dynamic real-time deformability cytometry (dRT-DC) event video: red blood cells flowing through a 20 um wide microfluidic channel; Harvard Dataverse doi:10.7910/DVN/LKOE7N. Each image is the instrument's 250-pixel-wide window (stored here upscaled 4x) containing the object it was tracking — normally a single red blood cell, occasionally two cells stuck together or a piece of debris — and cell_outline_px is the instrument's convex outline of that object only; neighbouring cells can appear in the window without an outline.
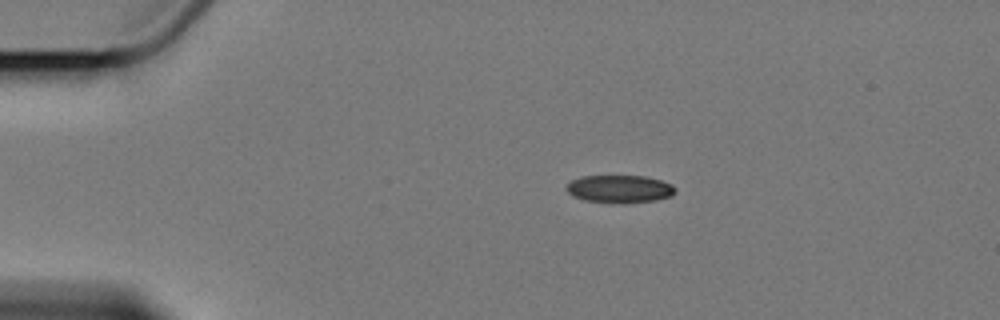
{"species": "Egyptian fruit bat (a non-hibernating species)", "species_latin": "Rousettus aegyptiacus", "temperature_condition": "cold", "stored_images_in_passage": 5, "camera_frame_rate_fps": 3000, "um_per_image_px": 0.085, "animal": {"sex": "female"}, "frame": {"image": 1, "passage_image": 3, "time_ms": 2.667, "image_size_px": [1000, 320], "cell_outline_px": [[676, 192], [672, 196], [656, 200], [612, 204], [584, 200], [572, 196], [564, 188], [572, 180], [580, 176], [644, 176], [660, 180], [672, 184], [676, 188]], "centroid_in_image_um": [52.66, 16.07], "position_along_channel_um": 32.3, "area_um2": 17.8}}
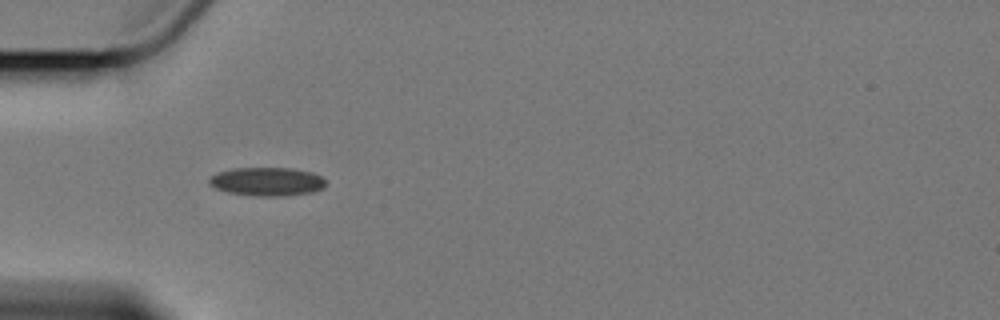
{"frame": {"image": 2, "passage_image": 4, "time_ms": 5.0, "image_size_px": [1000, 320], "cell_outline_px": [[324, 188], [312, 192], [284, 196], [256, 196], [228, 192], [216, 188], [208, 184], [208, 180], [212, 176], [220, 172], [232, 168], [292, 168], [312, 172], [320, 176], [324, 180]], "centroid_in_image_um": [22.7, 15.43], "position_along_channel_um": 62.3, "area_um2": 19.31}}
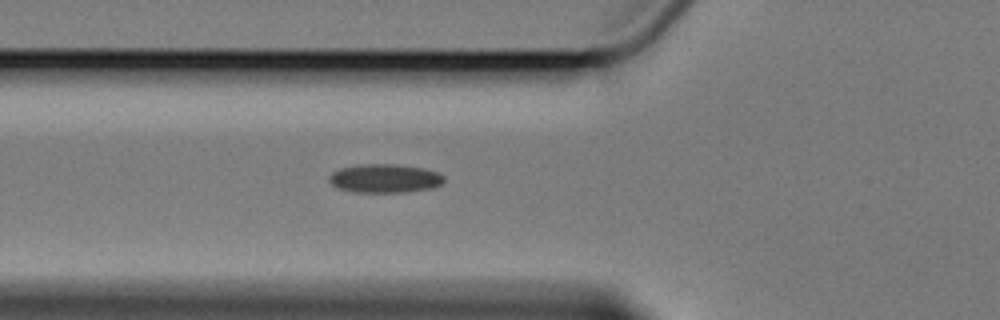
{"frame": {"image": 3, "passage_image": 5, "time_ms": 6.0, "image_size_px": [1000, 320], "cell_outline_px": [[444, 180], [440, 184], [432, 188], [404, 192], [352, 192], [336, 188], [328, 180], [328, 176], [332, 172], [340, 168], [360, 164], [396, 164], [424, 168], [436, 172], [444, 176]], "centroid_in_image_um": [32.66, 15.16], "position_along_channel_um": 93.1, "area_um2": 19.31}}